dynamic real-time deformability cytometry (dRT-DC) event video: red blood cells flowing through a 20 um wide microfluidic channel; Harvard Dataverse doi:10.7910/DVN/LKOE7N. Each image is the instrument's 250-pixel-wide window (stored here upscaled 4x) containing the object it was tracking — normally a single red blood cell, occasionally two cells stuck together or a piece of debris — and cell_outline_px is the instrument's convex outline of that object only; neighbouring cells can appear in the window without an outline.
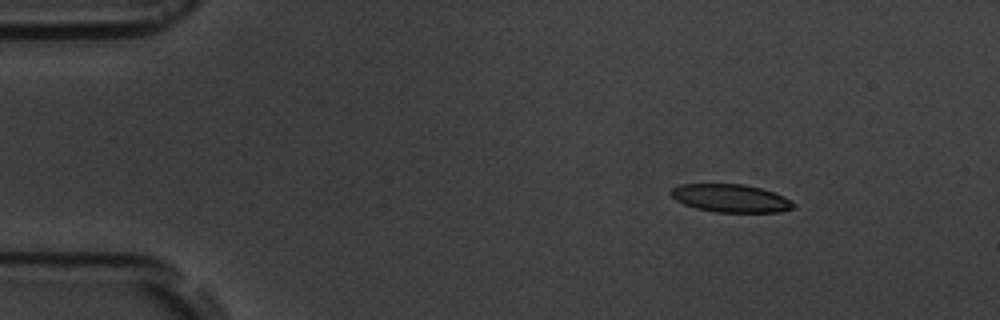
{"species": "common noctule bat (a hibernating species)", "species_latin": "Nyctalus noctula", "temperature_condition": "room temperature", "stored_images_in_passage": 5, "camera_frame_rate_fps": 3000, "um_per_image_px": 0.085, "animal": {"sex": "male", "body_mass_g": 19.5, "forearm_length_mm": 54.6}, "frame": {"image": 1, "passage_image": 2, "time_ms": 1.0, "image_size_px": [1000, 320], "cell_outline_px": [[796, 208], [780, 212], [716, 212], [696, 208], [684, 204], [676, 200], [668, 192], [672, 188], [680, 184], [744, 184], [760, 188], [784, 196], [792, 200], [796, 204]], "centroid_in_image_um": [62.13, 16.85], "position_along_channel_um": 22.9, "area_um2": 20.11}}
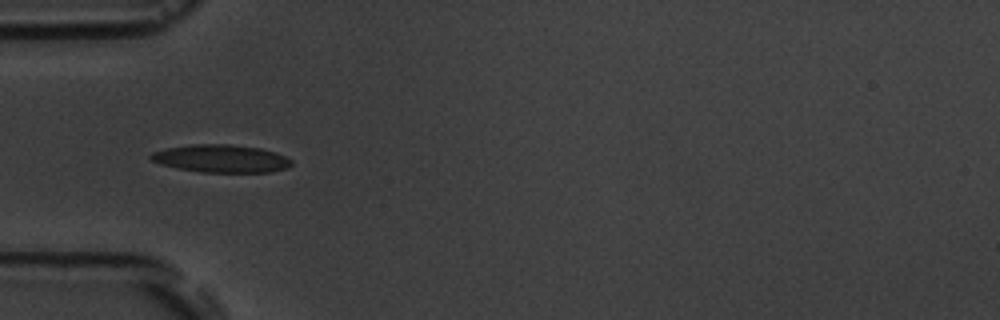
{"frame": {"image": 2, "passage_image": 5, "time_ms": 4.333, "image_size_px": [1000, 320], "cell_outline_px": [[292, 164], [288, 168], [272, 172], [200, 172], [176, 168], [160, 164], [148, 160], [148, 156], [152, 152], [168, 148], [192, 144], [228, 144], [260, 148], [276, 152], [292, 160]], "centroid_in_image_um": [18.78, 13.48], "position_along_channel_um": 66.2, "area_um2": 22.95}}